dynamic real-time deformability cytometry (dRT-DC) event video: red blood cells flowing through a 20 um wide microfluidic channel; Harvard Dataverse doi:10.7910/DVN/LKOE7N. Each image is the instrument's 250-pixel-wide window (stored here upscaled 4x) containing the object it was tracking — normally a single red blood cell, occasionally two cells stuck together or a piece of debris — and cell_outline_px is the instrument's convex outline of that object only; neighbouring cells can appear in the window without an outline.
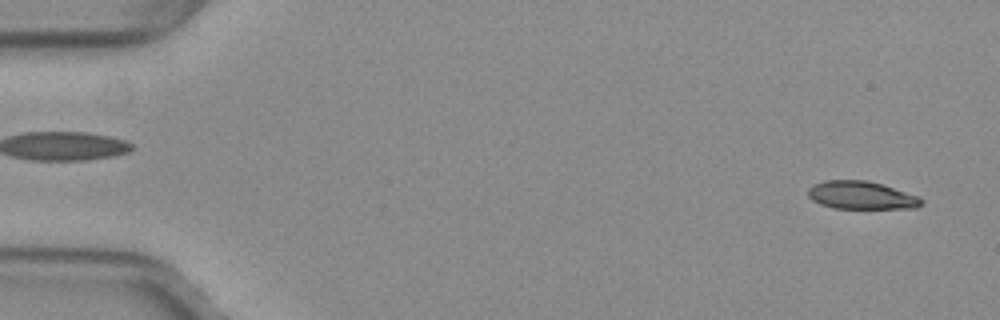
{"species": "common noctule bat (a hibernating species)", "species_latin": "Nyctalus noctula", "temperature_condition": "warm", "stored_images_in_passage": 12, "camera_frame_rate_fps": 3000, "um_per_image_px": 0.085, "animal": {"sex": "female", "body_mass_g": 29.2, "forearm_length_mm": 56.3}, "frame": {"image": 1, "passage_image": 2, "time_ms": 0.333, "image_size_px": [1000, 320], "cell_outline_px": [[924, 200], [916, 208], [832, 208], [820, 204], [812, 200], [808, 196], [808, 188], [812, 184], [824, 180], [868, 180], [884, 184], [920, 196]], "centroid_in_image_um": [73.21, 16.58], "position_along_channel_um": 11.8, "area_um2": 18.73}}